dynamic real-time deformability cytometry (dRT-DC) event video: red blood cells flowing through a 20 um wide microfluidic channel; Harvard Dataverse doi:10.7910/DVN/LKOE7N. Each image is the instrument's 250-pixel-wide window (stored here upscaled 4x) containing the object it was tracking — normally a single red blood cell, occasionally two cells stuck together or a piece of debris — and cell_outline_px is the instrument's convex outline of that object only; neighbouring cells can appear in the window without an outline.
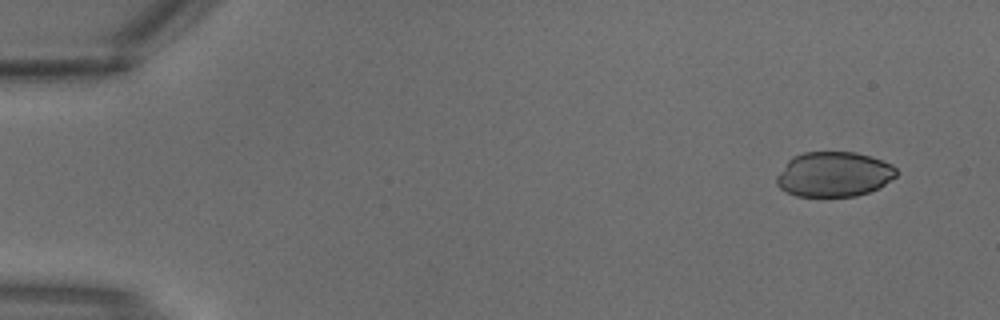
{"species": "common noctule bat (a hibernating species)", "species_latin": "Nyctalus noctula", "temperature_condition": "warm", "stored_images_in_passage": 3, "segment_of_instrument_passage": [1, 2], "camera_frame_rate_fps": 3000, "um_per_image_px": 0.085, "animal": {"sex": "male", "body_mass_g": 18.8}, "frame": {"image": 1, "passage_image": 1, "time_ms": 0.0, "image_size_px": [1000, 320], "cell_outline_px": [[896, 176], [880, 188], [856, 196], [796, 196], [780, 188], [776, 184], [776, 176], [788, 160], [792, 156], [804, 152], [856, 152], [892, 164], [896, 168]], "centroid_in_image_um": [70.87, 14.81], "position_along_channel_um": 14.1, "area_um2": 31.39}}